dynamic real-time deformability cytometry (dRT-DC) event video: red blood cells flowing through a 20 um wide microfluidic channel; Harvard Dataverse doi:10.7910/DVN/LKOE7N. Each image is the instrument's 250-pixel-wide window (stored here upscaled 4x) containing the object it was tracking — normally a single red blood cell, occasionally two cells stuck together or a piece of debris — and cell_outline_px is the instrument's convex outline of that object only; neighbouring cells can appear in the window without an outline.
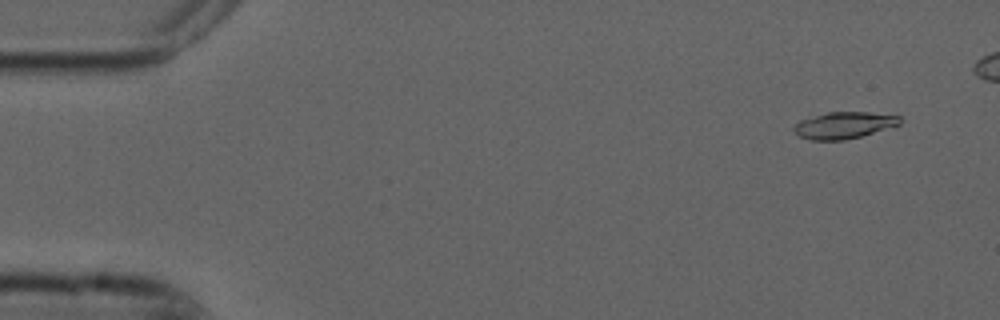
{"species": "common noctule bat (a hibernating species)", "species_latin": "Nyctalus noctula", "temperature_condition": "cold", "stored_images_in_passage": 5, "camera_frame_rate_fps": 3000, "um_per_image_px": 0.085, "animal": {"sex": "male", "forearm_length_mm": 52.5}, "frame": {"image": 1, "passage_image": 1, "time_ms": 0.0, "image_size_px": [1000, 320], "cell_outline_px": [[904, 120], [900, 124], [892, 128], [844, 140], [812, 140], [800, 136], [792, 128], [800, 120], [828, 112], [868, 112], [900, 116]], "centroid_in_image_um": [71.8, 10.64], "position_along_channel_um": 13.2, "area_um2": 16.47}}
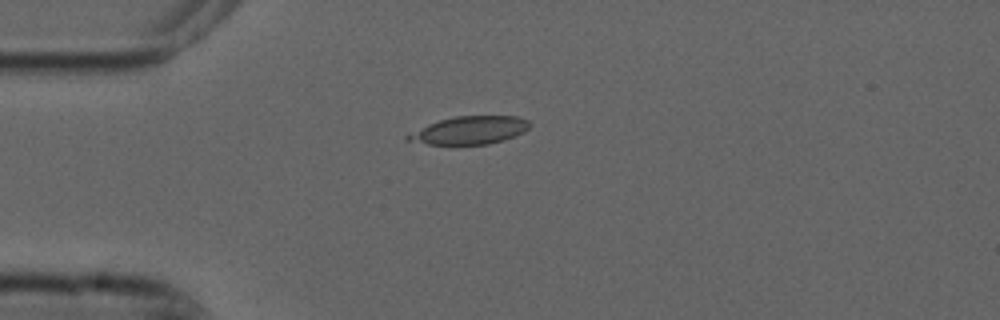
{"frame": {"image": 2, "passage_image": 5, "time_ms": 1.333, "image_size_px": [1000, 320], "cell_outline_px": [[532, 124], [524, 132], [504, 140], [488, 144], [428, 144], [404, 140], [404, 136], [428, 124], [440, 120], [456, 116], [516, 116], [528, 120]], "centroid_in_image_um": [39.93, 11.07], "position_along_channel_um": 45.1, "area_um2": 19.71}}